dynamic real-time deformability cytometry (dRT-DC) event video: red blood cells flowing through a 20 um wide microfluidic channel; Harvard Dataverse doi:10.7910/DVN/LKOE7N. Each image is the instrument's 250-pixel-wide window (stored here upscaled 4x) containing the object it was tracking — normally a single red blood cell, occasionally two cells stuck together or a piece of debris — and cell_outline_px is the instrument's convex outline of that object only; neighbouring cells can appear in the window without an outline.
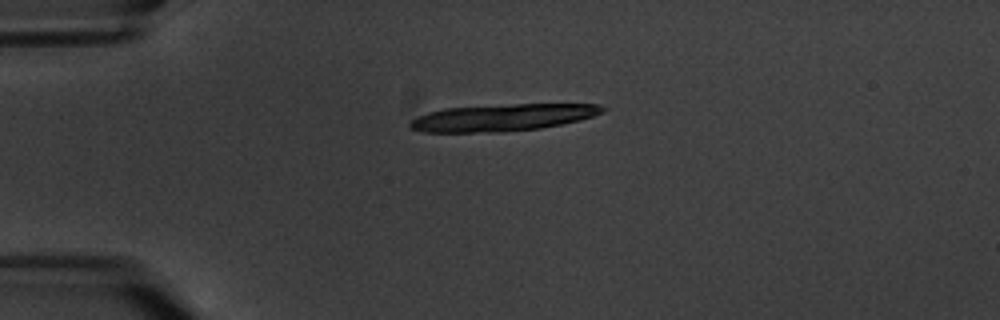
{"species": "common noctule bat (a hibernating species)", "species_latin": "Nyctalus noctula", "temperature_condition": "warm", "stored_images_in_passage": 2, "camera_frame_rate_fps": 3000, "um_per_image_px": 0.085, "animal": {"sex": "male", "body_mass_g": 20.1, "forearm_length_mm": 53.5}, "frame": {"image": 1, "passage_image": 1, "time_ms": 0.0, "image_size_px": [1000, 320], "cell_outline_px": [[608, 108], [604, 112], [580, 120], [540, 128], [500, 132], [424, 132], [408, 128], [408, 124], [416, 116], [428, 112], [444, 108], [512, 104], [600, 104]], "centroid_in_image_um": [42.7, 9.98], "position_along_channel_um": 42.3, "area_um2": 30.35}}